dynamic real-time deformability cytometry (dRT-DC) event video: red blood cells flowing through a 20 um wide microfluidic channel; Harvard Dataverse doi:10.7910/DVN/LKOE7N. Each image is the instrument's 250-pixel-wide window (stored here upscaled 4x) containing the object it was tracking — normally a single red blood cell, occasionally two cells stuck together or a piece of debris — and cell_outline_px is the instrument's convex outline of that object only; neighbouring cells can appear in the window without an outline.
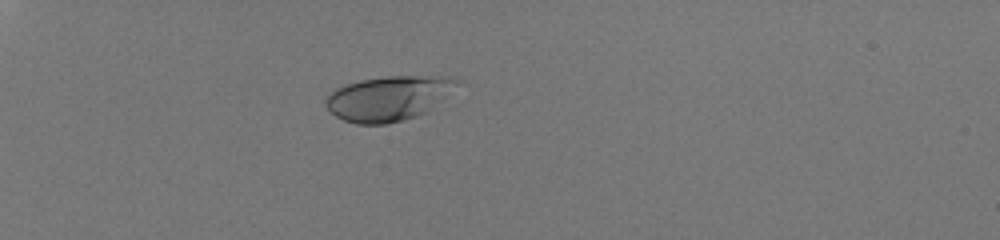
{"species": "human", "species_latin": "Homo sapiens", "temperature_condition": "room temperature", "stored_images_in_passage": 37, "camera_frame_rate_fps": 3000, "um_per_image_px": 0.085, "donor": {"sex": "male"}, "frame": {"image": 1, "passage_image": 1, "time_ms": 0.0, "image_size_px": [1000, 240], "cell_outline_px": [[460, 80], [424, 112], [416, 116], [404, 120], [384, 124], [356, 124], [344, 120], [336, 116], [324, 104], [324, 100], [336, 88], [360, 80], [388, 76], [448, 76]], "centroid_in_image_um": [32.92, 8.35], "position_along_channel_um": 52.1, "area_um2": 33.23}}
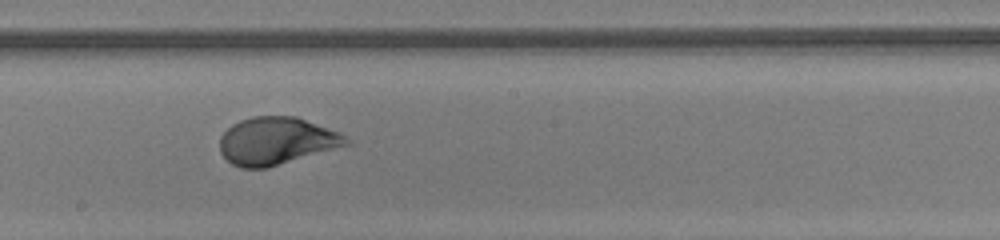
{"frame": {"image": 2, "passage_image": 18, "time_ms": 5.667, "image_size_px": [1000, 240], "cell_outline_px": [[352, 144], [268, 168], [240, 168], [232, 164], [220, 152], [220, 136], [232, 124], [240, 120], [252, 116], [296, 116], [340, 132], [352, 140]], "centroid_in_image_um": [23.53, 11.98], "position_along_channel_um": 224.7, "area_um2": 35.32}}
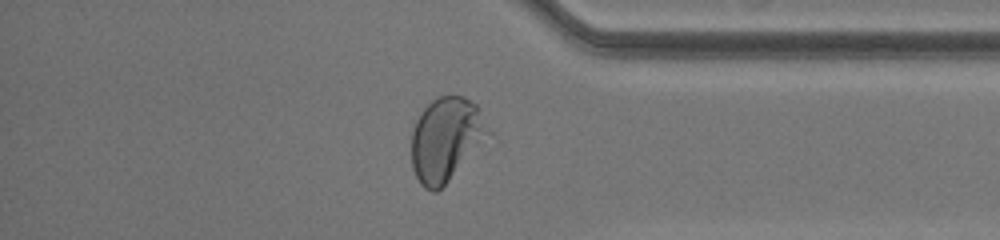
{"frame": {"image": 3, "passage_image": 31, "time_ms": 10.0, "image_size_px": [1000, 240], "cell_outline_px": [[492, 132], [448, 180], [436, 192], [432, 192], [424, 188], [420, 184], [412, 168], [412, 128], [420, 112], [432, 100], [440, 96], [464, 96], [476, 104]], "centroid_in_image_um": [37.89, 11.81], "position_along_channel_um": 397.3, "area_um2": 37.05}, "authors_computed_cell_mechanics": {"area_um2": 34.5066, "velocity_mm_per_s": 4.073, "shape_relaxation_time_tau1_ms": 2.8017, "shape_relaxation_time_tau2_ms": null, "deformation_change_tau1": 0.1755, "deformation_change_tau2": null}}